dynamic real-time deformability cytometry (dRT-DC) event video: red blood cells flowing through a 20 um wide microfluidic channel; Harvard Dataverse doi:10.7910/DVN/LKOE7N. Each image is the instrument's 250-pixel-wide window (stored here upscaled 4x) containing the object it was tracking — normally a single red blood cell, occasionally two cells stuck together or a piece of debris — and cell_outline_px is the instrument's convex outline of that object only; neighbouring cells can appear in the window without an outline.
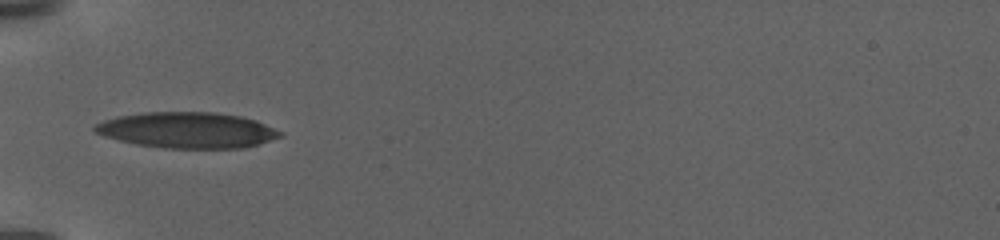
{"species": "human", "species_latin": "Homo sapiens", "temperature_condition": "warm", "stored_images_in_passage": 53, "camera_frame_rate_fps": 3000, "um_per_image_px": 0.085, "donor": {"sex": "female"}, "frame": {"image": 1, "passage_image": 1, "time_ms": 0.0, "image_size_px": [1000, 240], "cell_outline_px": [[284, 136], [244, 148], [164, 148], [136, 144], [104, 136], [96, 132], [92, 128], [96, 124], [104, 120], [120, 116], [144, 112], [216, 112], [240, 116], [256, 120], [280, 132]], "centroid_in_image_um": [15.92, 11.06], "position_along_channel_um": 69.1, "area_um2": 38.49}}
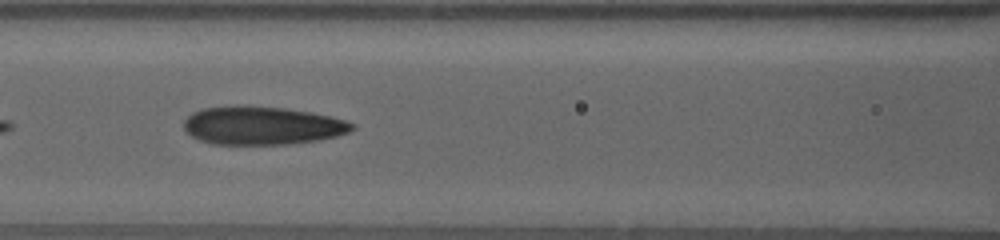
{"frame": {"image": 2, "passage_image": 17, "time_ms": 2.667, "image_size_px": [1000, 240], "cell_outline_px": [[352, 128], [348, 132], [336, 136], [320, 140], [288, 144], [212, 144], [200, 140], [192, 136], [184, 128], [184, 120], [192, 112], [200, 108], [236, 104], [244, 104], [284, 108], [308, 112], [328, 116], [344, 120], [352, 124]], "centroid_in_image_um": [22.2, 10.65], "position_along_channel_um": 144.4, "area_um2": 37.63}}
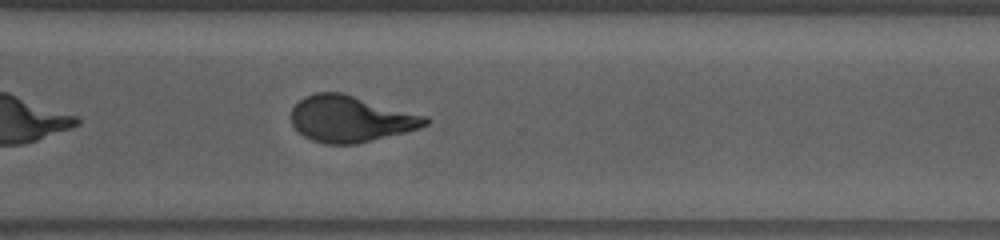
{"frame": {"image": 3, "passage_image": 50, "time_ms": 9.333, "image_size_px": [1000, 240], "cell_outline_px": [[428, 124], [420, 128], [356, 144], [324, 144], [312, 140], [304, 136], [292, 124], [292, 108], [304, 96], [316, 92], [340, 92], [424, 116], [428, 120]], "centroid_in_image_um": [29.75, 10.11], "position_along_channel_um": 340.9, "area_um2": 35.55}}